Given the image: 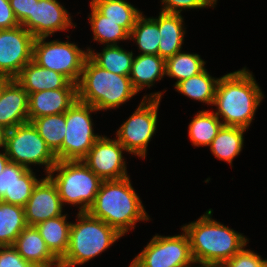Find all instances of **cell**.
<instances>
[{"instance_id":"1","label":"cell","mask_w":267,"mask_h":267,"mask_svg":"<svg viewBox=\"0 0 267 267\" xmlns=\"http://www.w3.org/2000/svg\"><path fill=\"white\" fill-rule=\"evenodd\" d=\"M254 75L244 67L223 75L217 83L214 114L223 126L248 129L264 95ZM222 117V119L220 118Z\"/></svg>"},{"instance_id":"2","label":"cell","mask_w":267,"mask_h":267,"mask_svg":"<svg viewBox=\"0 0 267 267\" xmlns=\"http://www.w3.org/2000/svg\"><path fill=\"white\" fill-rule=\"evenodd\" d=\"M87 212L110 225L122 236L135 228L138 221H148L150 218L129 176L120 180L102 181L94 203Z\"/></svg>"},{"instance_id":"3","label":"cell","mask_w":267,"mask_h":267,"mask_svg":"<svg viewBox=\"0 0 267 267\" xmlns=\"http://www.w3.org/2000/svg\"><path fill=\"white\" fill-rule=\"evenodd\" d=\"M209 209L198 220L181 227L188 235L196 264L224 263L240 252L247 237L212 219Z\"/></svg>"},{"instance_id":"4","label":"cell","mask_w":267,"mask_h":267,"mask_svg":"<svg viewBox=\"0 0 267 267\" xmlns=\"http://www.w3.org/2000/svg\"><path fill=\"white\" fill-rule=\"evenodd\" d=\"M129 76L117 75L86 58L77 83V99L93 106L97 111L119 108L135 96Z\"/></svg>"},{"instance_id":"5","label":"cell","mask_w":267,"mask_h":267,"mask_svg":"<svg viewBox=\"0 0 267 267\" xmlns=\"http://www.w3.org/2000/svg\"><path fill=\"white\" fill-rule=\"evenodd\" d=\"M77 218V222L71 224L69 246L60 260V267L83 265L122 237L117 230L88 212H78Z\"/></svg>"},{"instance_id":"6","label":"cell","mask_w":267,"mask_h":267,"mask_svg":"<svg viewBox=\"0 0 267 267\" xmlns=\"http://www.w3.org/2000/svg\"><path fill=\"white\" fill-rule=\"evenodd\" d=\"M48 176L57 186L63 206L79 205V212L89 210L103 181L82 160L57 161Z\"/></svg>"},{"instance_id":"7","label":"cell","mask_w":267,"mask_h":267,"mask_svg":"<svg viewBox=\"0 0 267 267\" xmlns=\"http://www.w3.org/2000/svg\"><path fill=\"white\" fill-rule=\"evenodd\" d=\"M149 96V98H148ZM145 95L138 108L117 130V140L129 154L146 158L148 143L156 132L162 92Z\"/></svg>"},{"instance_id":"8","label":"cell","mask_w":267,"mask_h":267,"mask_svg":"<svg viewBox=\"0 0 267 267\" xmlns=\"http://www.w3.org/2000/svg\"><path fill=\"white\" fill-rule=\"evenodd\" d=\"M10 162L31 169V165H45L46 175L57 159L31 122L7 130L5 147Z\"/></svg>"},{"instance_id":"9","label":"cell","mask_w":267,"mask_h":267,"mask_svg":"<svg viewBox=\"0 0 267 267\" xmlns=\"http://www.w3.org/2000/svg\"><path fill=\"white\" fill-rule=\"evenodd\" d=\"M47 37L35 38L33 61L39 66L64 75L70 82L78 83L88 51L78 48L75 43L52 40Z\"/></svg>"},{"instance_id":"10","label":"cell","mask_w":267,"mask_h":267,"mask_svg":"<svg viewBox=\"0 0 267 267\" xmlns=\"http://www.w3.org/2000/svg\"><path fill=\"white\" fill-rule=\"evenodd\" d=\"M91 112L97 110L78 99L65 112L66 133L61 146V161L83 160L101 137L94 134Z\"/></svg>"},{"instance_id":"11","label":"cell","mask_w":267,"mask_h":267,"mask_svg":"<svg viewBox=\"0 0 267 267\" xmlns=\"http://www.w3.org/2000/svg\"><path fill=\"white\" fill-rule=\"evenodd\" d=\"M155 235L131 262L129 267H191L196 264L187 233Z\"/></svg>"},{"instance_id":"12","label":"cell","mask_w":267,"mask_h":267,"mask_svg":"<svg viewBox=\"0 0 267 267\" xmlns=\"http://www.w3.org/2000/svg\"><path fill=\"white\" fill-rule=\"evenodd\" d=\"M35 37L22 25L0 29V76L15 79L33 60Z\"/></svg>"},{"instance_id":"13","label":"cell","mask_w":267,"mask_h":267,"mask_svg":"<svg viewBox=\"0 0 267 267\" xmlns=\"http://www.w3.org/2000/svg\"><path fill=\"white\" fill-rule=\"evenodd\" d=\"M123 151L126 149L117 139L101 135L82 161L101 180H120L128 177Z\"/></svg>"},{"instance_id":"14","label":"cell","mask_w":267,"mask_h":267,"mask_svg":"<svg viewBox=\"0 0 267 267\" xmlns=\"http://www.w3.org/2000/svg\"><path fill=\"white\" fill-rule=\"evenodd\" d=\"M68 11L57 0H34L33 16L21 25L35 38L49 37L57 31L75 27Z\"/></svg>"},{"instance_id":"15","label":"cell","mask_w":267,"mask_h":267,"mask_svg":"<svg viewBox=\"0 0 267 267\" xmlns=\"http://www.w3.org/2000/svg\"><path fill=\"white\" fill-rule=\"evenodd\" d=\"M63 204L55 183L46 175L34 186L31 197L24 206L28 226H36L48 219L63 215Z\"/></svg>"},{"instance_id":"16","label":"cell","mask_w":267,"mask_h":267,"mask_svg":"<svg viewBox=\"0 0 267 267\" xmlns=\"http://www.w3.org/2000/svg\"><path fill=\"white\" fill-rule=\"evenodd\" d=\"M29 94L15 80L10 79L0 94V125L6 130L29 122Z\"/></svg>"},{"instance_id":"17","label":"cell","mask_w":267,"mask_h":267,"mask_svg":"<svg viewBox=\"0 0 267 267\" xmlns=\"http://www.w3.org/2000/svg\"><path fill=\"white\" fill-rule=\"evenodd\" d=\"M77 100V88L44 90L29 94L28 116L33 119L65 113Z\"/></svg>"},{"instance_id":"18","label":"cell","mask_w":267,"mask_h":267,"mask_svg":"<svg viewBox=\"0 0 267 267\" xmlns=\"http://www.w3.org/2000/svg\"><path fill=\"white\" fill-rule=\"evenodd\" d=\"M12 246L34 267H60V261L51 253L35 226L24 228Z\"/></svg>"},{"instance_id":"19","label":"cell","mask_w":267,"mask_h":267,"mask_svg":"<svg viewBox=\"0 0 267 267\" xmlns=\"http://www.w3.org/2000/svg\"><path fill=\"white\" fill-rule=\"evenodd\" d=\"M15 80L28 94L44 90L61 88H77V84L70 82L64 75L39 66L33 60L27 63Z\"/></svg>"},{"instance_id":"20","label":"cell","mask_w":267,"mask_h":267,"mask_svg":"<svg viewBox=\"0 0 267 267\" xmlns=\"http://www.w3.org/2000/svg\"><path fill=\"white\" fill-rule=\"evenodd\" d=\"M181 14L160 11L158 16V29L160 42L158 55L164 60L174 56L182 49L184 43L185 28Z\"/></svg>"},{"instance_id":"21","label":"cell","mask_w":267,"mask_h":267,"mask_svg":"<svg viewBox=\"0 0 267 267\" xmlns=\"http://www.w3.org/2000/svg\"><path fill=\"white\" fill-rule=\"evenodd\" d=\"M165 76V60L159 55L139 54L132 62L129 74L133 87L140 92L150 88Z\"/></svg>"},{"instance_id":"22","label":"cell","mask_w":267,"mask_h":267,"mask_svg":"<svg viewBox=\"0 0 267 267\" xmlns=\"http://www.w3.org/2000/svg\"><path fill=\"white\" fill-rule=\"evenodd\" d=\"M67 214L48 219L35 227L45 241L51 253L60 261L69 246L71 222H67Z\"/></svg>"},{"instance_id":"23","label":"cell","mask_w":267,"mask_h":267,"mask_svg":"<svg viewBox=\"0 0 267 267\" xmlns=\"http://www.w3.org/2000/svg\"><path fill=\"white\" fill-rule=\"evenodd\" d=\"M31 123L55 155L57 161H61V146L66 133L65 113L38 117L33 119Z\"/></svg>"},{"instance_id":"24","label":"cell","mask_w":267,"mask_h":267,"mask_svg":"<svg viewBox=\"0 0 267 267\" xmlns=\"http://www.w3.org/2000/svg\"><path fill=\"white\" fill-rule=\"evenodd\" d=\"M245 131L241 127L222 126L209 146L212 154L232 166L233 159L242 151Z\"/></svg>"},{"instance_id":"25","label":"cell","mask_w":267,"mask_h":267,"mask_svg":"<svg viewBox=\"0 0 267 267\" xmlns=\"http://www.w3.org/2000/svg\"><path fill=\"white\" fill-rule=\"evenodd\" d=\"M89 57L101 68L117 75L129 76L133 52L126 51L119 45L105 46L101 53H95L89 47L87 48Z\"/></svg>"},{"instance_id":"26","label":"cell","mask_w":267,"mask_h":267,"mask_svg":"<svg viewBox=\"0 0 267 267\" xmlns=\"http://www.w3.org/2000/svg\"><path fill=\"white\" fill-rule=\"evenodd\" d=\"M219 78L212 77L207 69L179 82L175 90L179 93L208 105H213Z\"/></svg>"},{"instance_id":"27","label":"cell","mask_w":267,"mask_h":267,"mask_svg":"<svg viewBox=\"0 0 267 267\" xmlns=\"http://www.w3.org/2000/svg\"><path fill=\"white\" fill-rule=\"evenodd\" d=\"M27 226L24 207L0 201V246H12Z\"/></svg>"},{"instance_id":"28","label":"cell","mask_w":267,"mask_h":267,"mask_svg":"<svg viewBox=\"0 0 267 267\" xmlns=\"http://www.w3.org/2000/svg\"><path fill=\"white\" fill-rule=\"evenodd\" d=\"M90 3L108 20L118 22L129 34L137 18L142 14L125 0H91Z\"/></svg>"},{"instance_id":"29","label":"cell","mask_w":267,"mask_h":267,"mask_svg":"<svg viewBox=\"0 0 267 267\" xmlns=\"http://www.w3.org/2000/svg\"><path fill=\"white\" fill-rule=\"evenodd\" d=\"M223 126L222 121L209 110L199 111L189 123V138L193 146H210Z\"/></svg>"},{"instance_id":"30","label":"cell","mask_w":267,"mask_h":267,"mask_svg":"<svg viewBox=\"0 0 267 267\" xmlns=\"http://www.w3.org/2000/svg\"><path fill=\"white\" fill-rule=\"evenodd\" d=\"M160 37L158 18H146L143 14L137 18L129 34V39L136 42L141 54L149 55H158Z\"/></svg>"},{"instance_id":"31","label":"cell","mask_w":267,"mask_h":267,"mask_svg":"<svg viewBox=\"0 0 267 267\" xmlns=\"http://www.w3.org/2000/svg\"><path fill=\"white\" fill-rule=\"evenodd\" d=\"M90 7L91 14L88 18L94 34L93 40L100 44H106V46L117 45L121 40H130L129 33L118 22L108 20L91 3Z\"/></svg>"},{"instance_id":"32","label":"cell","mask_w":267,"mask_h":267,"mask_svg":"<svg viewBox=\"0 0 267 267\" xmlns=\"http://www.w3.org/2000/svg\"><path fill=\"white\" fill-rule=\"evenodd\" d=\"M204 65L205 61L200 55L180 51L165 60V75L177 79L174 84L176 86L179 82L202 72Z\"/></svg>"},{"instance_id":"33","label":"cell","mask_w":267,"mask_h":267,"mask_svg":"<svg viewBox=\"0 0 267 267\" xmlns=\"http://www.w3.org/2000/svg\"><path fill=\"white\" fill-rule=\"evenodd\" d=\"M28 170L25 166L8 162L0 174V201L13 204V186Z\"/></svg>"},{"instance_id":"34","label":"cell","mask_w":267,"mask_h":267,"mask_svg":"<svg viewBox=\"0 0 267 267\" xmlns=\"http://www.w3.org/2000/svg\"><path fill=\"white\" fill-rule=\"evenodd\" d=\"M38 181L32 169H28L13 186V205L24 207Z\"/></svg>"},{"instance_id":"35","label":"cell","mask_w":267,"mask_h":267,"mask_svg":"<svg viewBox=\"0 0 267 267\" xmlns=\"http://www.w3.org/2000/svg\"><path fill=\"white\" fill-rule=\"evenodd\" d=\"M161 11L181 14L182 9H200L216 5L217 0H161Z\"/></svg>"},{"instance_id":"36","label":"cell","mask_w":267,"mask_h":267,"mask_svg":"<svg viewBox=\"0 0 267 267\" xmlns=\"http://www.w3.org/2000/svg\"><path fill=\"white\" fill-rule=\"evenodd\" d=\"M266 261L252 250L243 248L224 263L227 267H265Z\"/></svg>"},{"instance_id":"37","label":"cell","mask_w":267,"mask_h":267,"mask_svg":"<svg viewBox=\"0 0 267 267\" xmlns=\"http://www.w3.org/2000/svg\"><path fill=\"white\" fill-rule=\"evenodd\" d=\"M0 267H34L13 246H0Z\"/></svg>"},{"instance_id":"38","label":"cell","mask_w":267,"mask_h":267,"mask_svg":"<svg viewBox=\"0 0 267 267\" xmlns=\"http://www.w3.org/2000/svg\"><path fill=\"white\" fill-rule=\"evenodd\" d=\"M9 3L20 25L33 16L34 0H9Z\"/></svg>"},{"instance_id":"39","label":"cell","mask_w":267,"mask_h":267,"mask_svg":"<svg viewBox=\"0 0 267 267\" xmlns=\"http://www.w3.org/2000/svg\"><path fill=\"white\" fill-rule=\"evenodd\" d=\"M20 25L9 0H0V29H11Z\"/></svg>"},{"instance_id":"40","label":"cell","mask_w":267,"mask_h":267,"mask_svg":"<svg viewBox=\"0 0 267 267\" xmlns=\"http://www.w3.org/2000/svg\"><path fill=\"white\" fill-rule=\"evenodd\" d=\"M3 153L0 152V174L2 173V171L4 170L5 166L7 165V163L9 162V158L6 154L5 149H3Z\"/></svg>"},{"instance_id":"41","label":"cell","mask_w":267,"mask_h":267,"mask_svg":"<svg viewBox=\"0 0 267 267\" xmlns=\"http://www.w3.org/2000/svg\"><path fill=\"white\" fill-rule=\"evenodd\" d=\"M6 132L7 130L0 125V148L2 149L5 147Z\"/></svg>"},{"instance_id":"42","label":"cell","mask_w":267,"mask_h":267,"mask_svg":"<svg viewBox=\"0 0 267 267\" xmlns=\"http://www.w3.org/2000/svg\"><path fill=\"white\" fill-rule=\"evenodd\" d=\"M199 267H227L225 263H205V264H199Z\"/></svg>"},{"instance_id":"43","label":"cell","mask_w":267,"mask_h":267,"mask_svg":"<svg viewBox=\"0 0 267 267\" xmlns=\"http://www.w3.org/2000/svg\"><path fill=\"white\" fill-rule=\"evenodd\" d=\"M10 79L0 76V94L2 91L3 86L9 81Z\"/></svg>"}]
</instances>
